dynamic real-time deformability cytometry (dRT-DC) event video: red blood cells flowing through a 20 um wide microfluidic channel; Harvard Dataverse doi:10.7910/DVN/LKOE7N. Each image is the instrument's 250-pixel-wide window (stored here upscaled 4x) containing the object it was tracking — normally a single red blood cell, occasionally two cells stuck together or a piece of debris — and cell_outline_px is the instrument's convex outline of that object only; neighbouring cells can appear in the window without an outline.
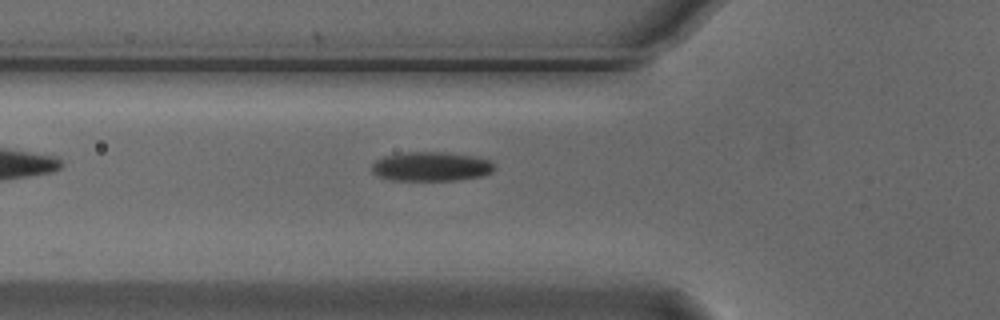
{"species": "Egyptian fruit bat (a non-hibernating species)", "species_latin": "Rousettus aegyptiacus", "temperature_condition": "cold", "stored_images_in_passage": 6, "camera_frame_rate_fps": 3000, "um_per_image_px": 0.085, "animal": {"sex": "male"}, "frame": {"image": 1, "passage_image": 6, "time_ms": 1.667, "image_size_px": [1000, 320], "cell_outline_px": [[496, 168], [492, 172], [484, 176], [460, 180], [392, 180], [376, 176], [372, 172], [372, 164], [376, 160], [384, 156], [400, 152], [440, 152], [472, 156], [488, 160]], "centroid_in_image_um": [36.62, 14.16], "position_along_channel_um": 89.2, "area_um2": 20.98}}